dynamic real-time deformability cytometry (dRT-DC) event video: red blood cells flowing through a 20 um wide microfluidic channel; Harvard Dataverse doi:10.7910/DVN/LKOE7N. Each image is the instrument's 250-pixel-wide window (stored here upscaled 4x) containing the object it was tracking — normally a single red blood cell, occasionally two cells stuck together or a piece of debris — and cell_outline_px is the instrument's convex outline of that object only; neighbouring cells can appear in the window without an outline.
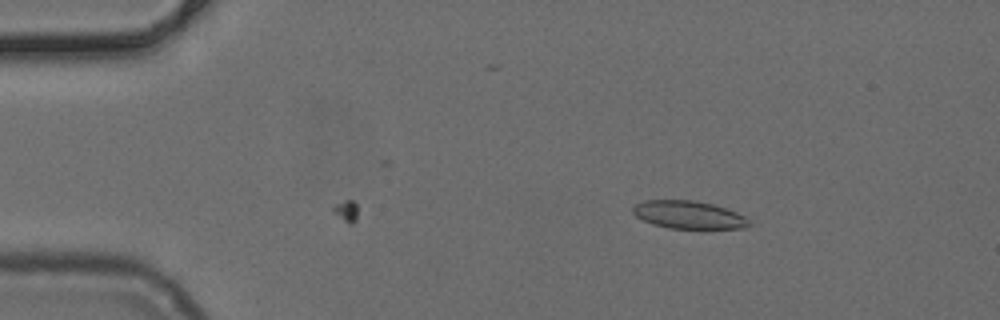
{"species": "common noctule bat (a hibernating species)", "species_latin": "Nyctalus noctula", "temperature_condition": "cold", "stored_images_in_passage": 10, "camera_frame_rate_fps": 3000, "um_per_image_px": 0.085, "animal": {"sex": "female", "body_mass_g": 24.6, "forearm_length_mm": 56.2}, "frame": {"image": 1, "passage_image": 10, "time_ms": 3.0, "image_size_px": [1000, 320], "cell_outline_px": [[752, 224], [744, 228], [668, 228], [652, 224], [636, 216], [632, 212], [632, 208], [636, 204], [644, 200], [692, 200], [712, 204], [736, 212], [744, 216]], "centroid_in_image_um": [58.51, 18.26], "position_along_channel_um": 26.5, "area_um2": 18.67}}